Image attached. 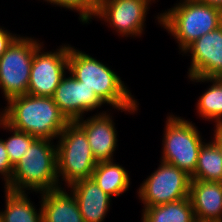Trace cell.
Instances as JSON below:
<instances>
[{"instance_id": "obj_27", "label": "cell", "mask_w": 222, "mask_h": 222, "mask_svg": "<svg viewBox=\"0 0 222 222\" xmlns=\"http://www.w3.org/2000/svg\"><path fill=\"white\" fill-rule=\"evenodd\" d=\"M197 1L209 4L211 6H216L222 9V0H197Z\"/></svg>"}, {"instance_id": "obj_21", "label": "cell", "mask_w": 222, "mask_h": 222, "mask_svg": "<svg viewBox=\"0 0 222 222\" xmlns=\"http://www.w3.org/2000/svg\"><path fill=\"white\" fill-rule=\"evenodd\" d=\"M191 179L222 182V157L212 141H205L200 147L196 169Z\"/></svg>"}, {"instance_id": "obj_28", "label": "cell", "mask_w": 222, "mask_h": 222, "mask_svg": "<svg viewBox=\"0 0 222 222\" xmlns=\"http://www.w3.org/2000/svg\"><path fill=\"white\" fill-rule=\"evenodd\" d=\"M43 1H45V2H47V3H49V4H51V5H53V6H57V0H43Z\"/></svg>"}, {"instance_id": "obj_15", "label": "cell", "mask_w": 222, "mask_h": 222, "mask_svg": "<svg viewBox=\"0 0 222 222\" xmlns=\"http://www.w3.org/2000/svg\"><path fill=\"white\" fill-rule=\"evenodd\" d=\"M189 198L196 222H222V182L191 180Z\"/></svg>"}, {"instance_id": "obj_23", "label": "cell", "mask_w": 222, "mask_h": 222, "mask_svg": "<svg viewBox=\"0 0 222 222\" xmlns=\"http://www.w3.org/2000/svg\"><path fill=\"white\" fill-rule=\"evenodd\" d=\"M99 2L100 0H57V6L75 11L79 15V21L84 25L89 24L93 20Z\"/></svg>"}, {"instance_id": "obj_26", "label": "cell", "mask_w": 222, "mask_h": 222, "mask_svg": "<svg viewBox=\"0 0 222 222\" xmlns=\"http://www.w3.org/2000/svg\"><path fill=\"white\" fill-rule=\"evenodd\" d=\"M211 141L217 146L222 157V128H215Z\"/></svg>"}, {"instance_id": "obj_2", "label": "cell", "mask_w": 222, "mask_h": 222, "mask_svg": "<svg viewBox=\"0 0 222 222\" xmlns=\"http://www.w3.org/2000/svg\"><path fill=\"white\" fill-rule=\"evenodd\" d=\"M0 117L11 127L38 139L57 140L70 123L52 97L29 94L9 99Z\"/></svg>"}, {"instance_id": "obj_16", "label": "cell", "mask_w": 222, "mask_h": 222, "mask_svg": "<svg viewBox=\"0 0 222 222\" xmlns=\"http://www.w3.org/2000/svg\"><path fill=\"white\" fill-rule=\"evenodd\" d=\"M40 197L43 222H84L74 194L66 187L40 193Z\"/></svg>"}, {"instance_id": "obj_5", "label": "cell", "mask_w": 222, "mask_h": 222, "mask_svg": "<svg viewBox=\"0 0 222 222\" xmlns=\"http://www.w3.org/2000/svg\"><path fill=\"white\" fill-rule=\"evenodd\" d=\"M57 140V176L60 178V187L64 184L68 188L77 181L92 177L97 162L84 130L76 122H70Z\"/></svg>"}, {"instance_id": "obj_10", "label": "cell", "mask_w": 222, "mask_h": 222, "mask_svg": "<svg viewBox=\"0 0 222 222\" xmlns=\"http://www.w3.org/2000/svg\"><path fill=\"white\" fill-rule=\"evenodd\" d=\"M42 43L34 53L28 93L38 97H52L62 78L68 73L69 44L56 50L44 51Z\"/></svg>"}, {"instance_id": "obj_25", "label": "cell", "mask_w": 222, "mask_h": 222, "mask_svg": "<svg viewBox=\"0 0 222 222\" xmlns=\"http://www.w3.org/2000/svg\"><path fill=\"white\" fill-rule=\"evenodd\" d=\"M3 26H0V57L7 51L8 47L19 36L18 34L11 33Z\"/></svg>"}, {"instance_id": "obj_1", "label": "cell", "mask_w": 222, "mask_h": 222, "mask_svg": "<svg viewBox=\"0 0 222 222\" xmlns=\"http://www.w3.org/2000/svg\"><path fill=\"white\" fill-rule=\"evenodd\" d=\"M67 71L76 80L83 82V85L94 90L104 105L109 104L114 110L132 115L140 110L138 99L134 98L129 87L113 69L71 44Z\"/></svg>"}, {"instance_id": "obj_24", "label": "cell", "mask_w": 222, "mask_h": 222, "mask_svg": "<svg viewBox=\"0 0 222 222\" xmlns=\"http://www.w3.org/2000/svg\"><path fill=\"white\" fill-rule=\"evenodd\" d=\"M14 167L12 166L6 151L3 139L0 138V176L4 181V188L10 183Z\"/></svg>"}, {"instance_id": "obj_6", "label": "cell", "mask_w": 222, "mask_h": 222, "mask_svg": "<svg viewBox=\"0 0 222 222\" xmlns=\"http://www.w3.org/2000/svg\"><path fill=\"white\" fill-rule=\"evenodd\" d=\"M163 130L160 160L176 166L190 177L194 174L200 147L205 142L195 123L170 114Z\"/></svg>"}, {"instance_id": "obj_8", "label": "cell", "mask_w": 222, "mask_h": 222, "mask_svg": "<svg viewBox=\"0 0 222 222\" xmlns=\"http://www.w3.org/2000/svg\"><path fill=\"white\" fill-rule=\"evenodd\" d=\"M137 190L143 208L163 205L189 197L191 177L176 166L159 161Z\"/></svg>"}, {"instance_id": "obj_14", "label": "cell", "mask_w": 222, "mask_h": 222, "mask_svg": "<svg viewBox=\"0 0 222 222\" xmlns=\"http://www.w3.org/2000/svg\"><path fill=\"white\" fill-rule=\"evenodd\" d=\"M74 194L84 222H104L110 211L112 197L92 177L75 182L67 188Z\"/></svg>"}, {"instance_id": "obj_17", "label": "cell", "mask_w": 222, "mask_h": 222, "mask_svg": "<svg viewBox=\"0 0 222 222\" xmlns=\"http://www.w3.org/2000/svg\"><path fill=\"white\" fill-rule=\"evenodd\" d=\"M194 83H211L196 102V113L202 119L215 123V128H222V78L188 77Z\"/></svg>"}, {"instance_id": "obj_4", "label": "cell", "mask_w": 222, "mask_h": 222, "mask_svg": "<svg viewBox=\"0 0 222 222\" xmlns=\"http://www.w3.org/2000/svg\"><path fill=\"white\" fill-rule=\"evenodd\" d=\"M59 187L56 142L37 138L14 166L11 181L4 189L34 191L37 195Z\"/></svg>"}, {"instance_id": "obj_3", "label": "cell", "mask_w": 222, "mask_h": 222, "mask_svg": "<svg viewBox=\"0 0 222 222\" xmlns=\"http://www.w3.org/2000/svg\"><path fill=\"white\" fill-rule=\"evenodd\" d=\"M156 16V23L178 43L179 53L222 25V9L197 0H180Z\"/></svg>"}, {"instance_id": "obj_22", "label": "cell", "mask_w": 222, "mask_h": 222, "mask_svg": "<svg viewBox=\"0 0 222 222\" xmlns=\"http://www.w3.org/2000/svg\"><path fill=\"white\" fill-rule=\"evenodd\" d=\"M3 128V131L12 133L7 139H3V142L6 147L10 162L14 167L20 159L23 157L24 152L31 144L37 139L36 137L19 131L11 126H9L1 117H0V129Z\"/></svg>"}, {"instance_id": "obj_13", "label": "cell", "mask_w": 222, "mask_h": 222, "mask_svg": "<svg viewBox=\"0 0 222 222\" xmlns=\"http://www.w3.org/2000/svg\"><path fill=\"white\" fill-rule=\"evenodd\" d=\"M100 111L93 116L80 118L75 122L84 130L96 162L116 161L118 148L117 128L111 113ZM85 119V120H84Z\"/></svg>"}, {"instance_id": "obj_7", "label": "cell", "mask_w": 222, "mask_h": 222, "mask_svg": "<svg viewBox=\"0 0 222 222\" xmlns=\"http://www.w3.org/2000/svg\"><path fill=\"white\" fill-rule=\"evenodd\" d=\"M33 38L19 35L0 57V89L6 102L28 93L34 53L43 43Z\"/></svg>"}, {"instance_id": "obj_12", "label": "cell", "mask_w": 222, "mask_h": 222, "mask_svg": "<svg viewBox=\"0 0 222 222\" xmlns=\"http://www.w3.org/2000/svg\"><path fill=\"white\" fill-rule=\"evenodd\" d=\"M67 75L66 73L62 78L52 98L70 122L84 118L89 112L105 106L94 90L83 85V82L76 80L70 73Z\"/></svg>"}, {"instance_id": "obj_19", "label": "cell", "mask_w": 222, "mask_h": 222, "mask_svg": "<svg viewBox=\"0 0 222 222\" xmlns=\"http://www.w3.org/2000/svg\"><path fill=\"white\" fill-rule=\"evenodd\" d=\"M5 209L0 210L3 222H43L41 203L39 209L30 200L29 192L4 191Z\"/></svg>"}, {"instance_id": "obj_18", "label": "cell", "mask_w": 222, "mask_h": 222, "mask_svg": "<svg viewBox=\"0 0 222 222\" xmlns=\"http://www.w3.org/2000/svg\"><path fill=\"white\" fill-rule=\"evenodd\" d=\"M114 162H98L92 173V179L105 193L117 198L129 191L131 177L125 167Z\"/></svg>"}, {"instance_id": "obj_20", "label": "cell", "mask_w": 222, "mask_h": 222, "mask_svg": "<svg viewBox=\"0 0 222 222\" xmlns=\"http://www.w3.org/2000/svg\"><path fill=\"white\" fill-rule=\"evenodd\" d=\"M141 222H196L189 197L143 208Z\"/></svg>"}, {"instance_id": "obj_11", "label": "cell", "mask_w": 222, "mask_h": 222, "mask_svg": "<svg viewBox=\"0 0 222 222\" xmlns=\"http://www.w3.org/2000/svg\"><path fill=\"white\" fill-rule=\"evenodd\" d=\"M182 53L191 56L187 77L222 78V25L195 40Z\"/></svg>"}, {"instance_id": "obj_9", "label": "cell", "mask_w": 222, "mask_h": 222, "mask_svg": "<svg viewBox=\"0 0 222 222\" xmlns=\"http://www.w3.org/2000/svg\"><path fill=\"white\" fill-rule=\"evenodd\" d=\"M157 0H100L93 19H100L121 37L140 38L144 34L146 15ZM99 18V19H98ZM110 24V25H109Z\"/></svg>"}]
</instances>
